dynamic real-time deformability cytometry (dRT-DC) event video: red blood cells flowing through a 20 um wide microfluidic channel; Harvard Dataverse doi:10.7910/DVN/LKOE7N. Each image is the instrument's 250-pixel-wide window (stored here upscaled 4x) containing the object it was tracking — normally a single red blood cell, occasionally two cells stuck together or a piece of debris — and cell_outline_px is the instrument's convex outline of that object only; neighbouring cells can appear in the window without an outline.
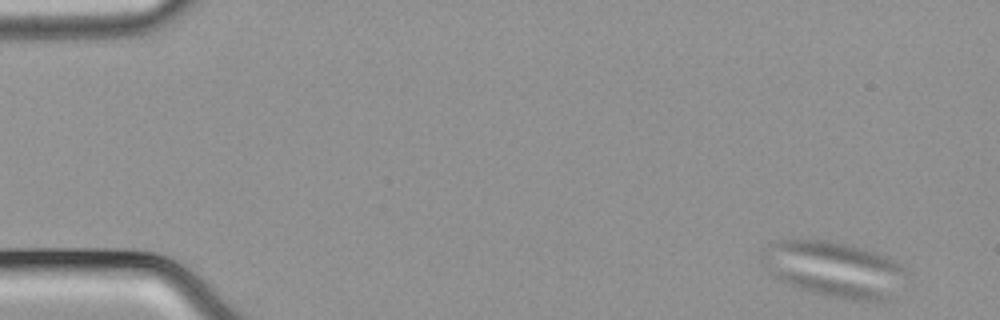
{"species": "common noctule bat (a hibernating species)", "species_latin": "Nyctalus noctula", "temperature_condition": "cold", "stored_images_in_passage": 55, "camera_frame_rate_fps": 3000, "um_per_image_px": 0.085, "animal": {"sex": "male", "body_mass_g": 21.5, "forearm_length_mm": 52.0}, "frame": {"image": 1, "passage_image": 3, "time_ms": 0.667, "image_size_px": [1000, 320], "cell_outline_px": [[908, 272], [888, 300], [856, 300], [828, 296], [800, 288], [780, 280], [772, 276], [768, 272], [760, 256], [760, 248], [776, 240], [828, 240], [876, 252], [892, 260], [904, 268]], "centroid_in_image_um": [70.81, 22.86], "position_along_channel_um": 14.2, "area_um2": 46.36}}
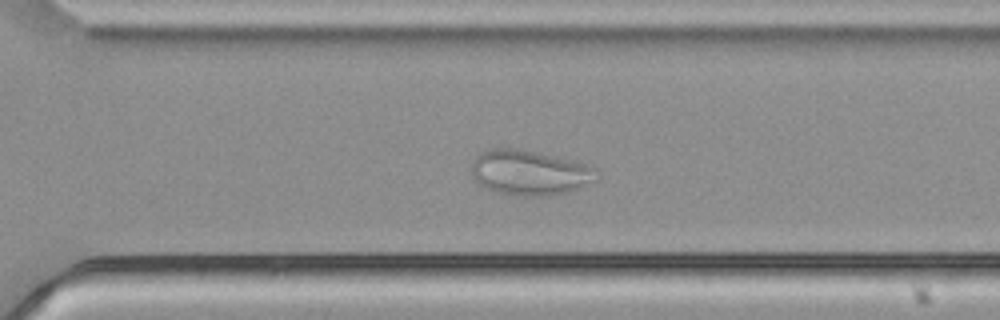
{"frame": {"image": 2, "passage_image": 39, "time_ms": 12.667, "image_size_px": [1000, 320], "cell_outline_px": [[600, 176], [596, 180], [576, 188], [564, 192], [544, 196], [516, 196], [496, 192], [480, 184], [472, 176], [472, 160], [484, 148], [516, 148], [536, 152], [572, 160], [588, 164], [596, 168], [600, 172]], "centroid_in_image_um": [45.01, 14.66], "position_along_channel_um": 325.6, "area_um2": 33.0}}
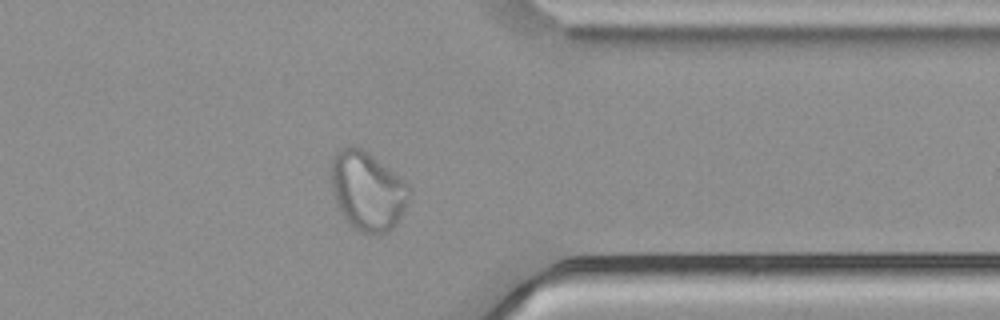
{"frame": {"image": 3, "passage_image": 44, "time_ms": 14.333, "image_size_px": [1000, 320], "cell_outline_px": [[412, 196], [396, 224], [388, 232], [380, 236], [376, 236], [360, 232], [348, 224], [332, 192], [332, 156], [336, 152], [344, 148], [364, 148], [404, 180], [412, 188]], "centroid_in_image_um": [31.29, 16.27], "position_along_channel_um": 380.1, "area_um2": 36.13}}